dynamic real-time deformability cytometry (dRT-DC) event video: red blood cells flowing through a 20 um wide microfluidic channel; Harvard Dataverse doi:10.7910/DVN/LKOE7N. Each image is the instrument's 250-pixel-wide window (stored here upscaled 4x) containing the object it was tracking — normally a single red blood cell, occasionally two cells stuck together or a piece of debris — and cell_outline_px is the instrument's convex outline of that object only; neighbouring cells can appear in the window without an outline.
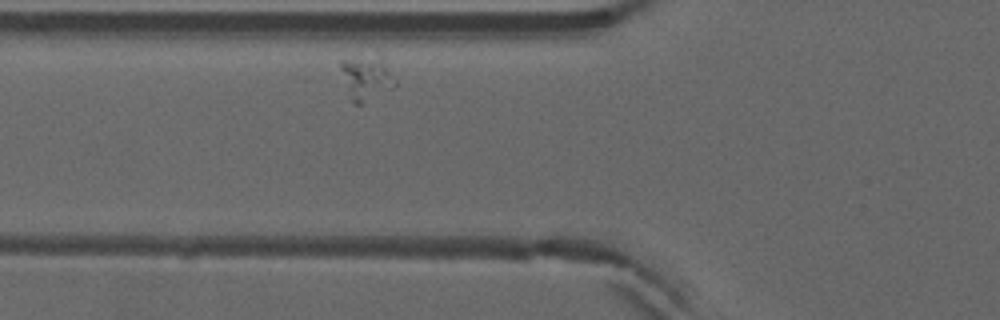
{"species": "common noctule bat (a hibernating species)", "species_latin": "Nyctalus noctula", "temperature_condition": "warm", "stored_images_in_passage": 29, "camera_frame_rate_fps": 3000, "um_per_image_px": 0.085, "animal": {"sex": "male", "forearm_length_mm": 52.5}, "frame": {"image": 1, "passage_image": 4, "time_ms": 1.0, "image_size_px": [1000, 320], "cell_outline_px": [[396, 84], [392, 88], [360, 104], [356, 104], [352, 100], [340, 68], [340, 60], [380, 56], [396, 80]], "centroid_in_image_um": [31.16, 6.62], "position_along_channel_um": 94.6, "area_um2": 13.29}}
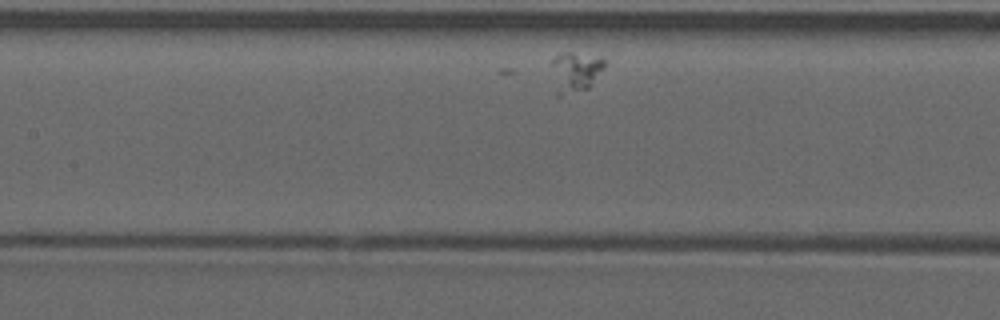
{"frame": {"image": 2, "passage_image": 10, "time_ms": 3.0, "image_size_px": [1000, 320], "cell_outline_px": [[604, 68], [592, 84], [588, 88], [560, 96], [556, 96], [552, 64], [552, 60], [560, 52], [572, 52], [604, 60]], "centroid_in_image_um": [48.87, 6.13], "position_along_channel_um": 158.5, "area_um2": 12.08}}
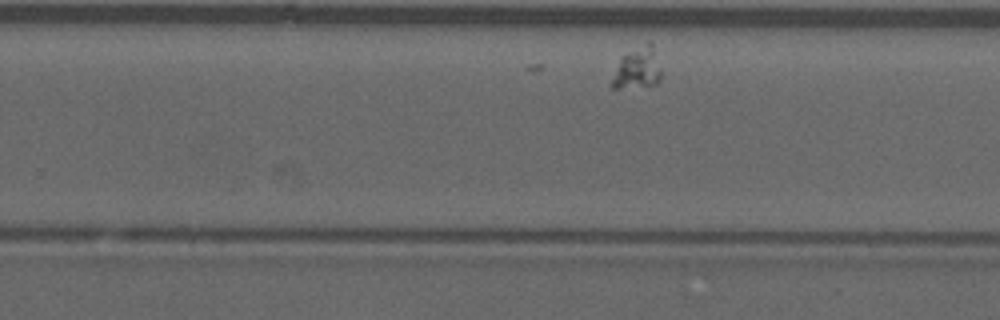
{"frame": {"image": 3, "passage_image": 21, "time_ms": 6.667, "image_size_px": [1000, 320], "cell_outline_px": [[660, 80], [656, 84], [620, 88], [608, 88], [608, 84], [620, 56], [648, 40], [652, 44], [660, 72]], "centroid_in_image_um": [54.09, 5.8], "position_along_channel_um": 275.7, "area_um2": 12.02}}